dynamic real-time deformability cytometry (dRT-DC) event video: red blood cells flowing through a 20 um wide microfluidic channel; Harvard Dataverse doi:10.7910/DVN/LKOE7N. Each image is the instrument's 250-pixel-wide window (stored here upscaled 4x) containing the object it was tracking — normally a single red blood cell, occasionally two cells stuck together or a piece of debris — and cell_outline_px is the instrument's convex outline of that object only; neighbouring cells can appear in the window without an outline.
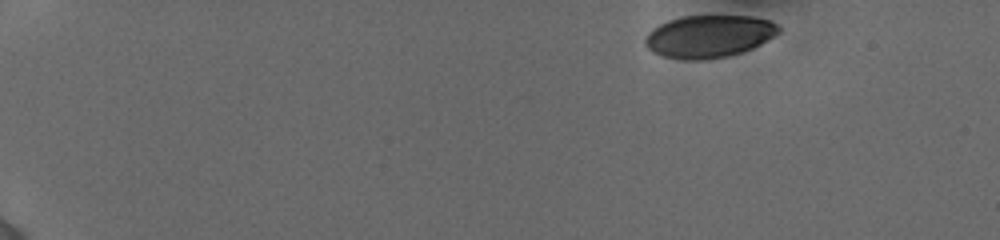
{"species": "human", "species_latin": "Homo sapiens", "temperature_condition": "cold", "stored_images_in_passage": 15, "camera_frame_rate_fps": 3000, "um_per_image_px": 0.085, "donor": {"sex": "female"}, "frame": {"image": 1, "passage_image": 1, "time_ms": 0.0, "image_size_px": [1000, 240], "cell_outline_px": [[780, 32], [776, 36], [752, 48], [728, 56], [696, 60], [692, 60], [664, 56], [652, 52], [644, 44], [644, 36], [652, 28], [660, 24], [684, 16], [752, 16], [772, 20], [780, 28]], "centroid_in_image_um": [60.28, 3.08], "position_along_channel_um": 24.7, "area_um2": 32.95}}
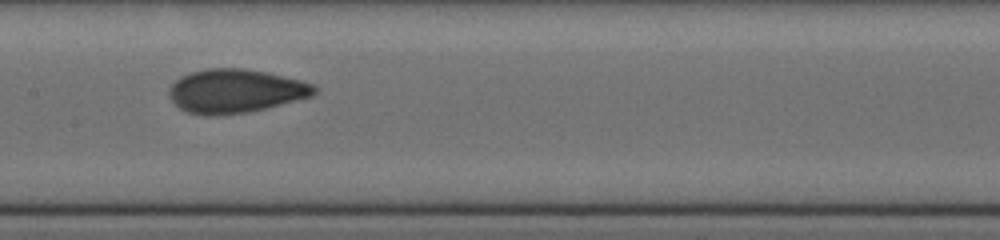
{"frame": {"image": 2, "passage_image": 8, "time_ms": 7.667, "image_size_px": [1000, 240], "cell_outline_px": [[316, 92], [312, 96], [248, 112], [188, 112], [180, 108], [168, 96], [168, 88], [180, 76], [204, 68], [244, 68], [268, 72], [300, 80], [312, 84], [316, 88]], "centroid_in_image_um": [20.02, 7.68], "position_along_channel_um": 187.4, "area_um2": 36.01}}
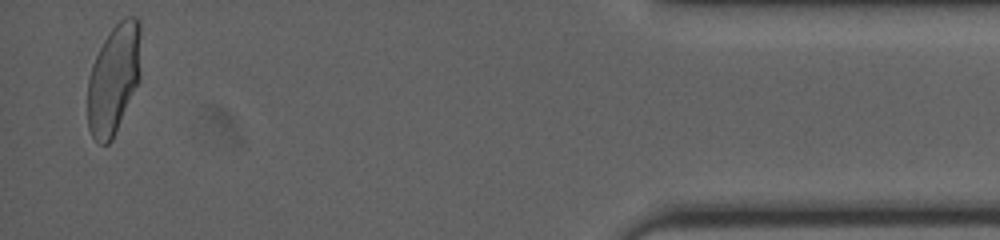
{"frame": {"image": 3, "passage_image": 15, "time_ms": 15.333, "image_size_px": [1000, 240], "cell_outline_px": [[140, 80], [112, 140], [108, 144], [100, 144], [92, 136], [88, 128], [88, 80], [92, 64], [108, 32], [124, 16], [136, 16], [140, 20]], "centroid_in_image_um": [9.68, 6.7], "position_along_channel_um": 425.5, "area_um2": 34.28}, "authors_computed_cell_mechanics": {"area_um2": 34.7378, "velocity_mm_per_s": 3.8696, "shape_relaxation_time_tau1_ms": 9.4559, "shape_relaxation_time_tau2_ms": 0.0253, "deformation_change_tau1": 0.1829, "deformation_change_tau2": 0.0245}}